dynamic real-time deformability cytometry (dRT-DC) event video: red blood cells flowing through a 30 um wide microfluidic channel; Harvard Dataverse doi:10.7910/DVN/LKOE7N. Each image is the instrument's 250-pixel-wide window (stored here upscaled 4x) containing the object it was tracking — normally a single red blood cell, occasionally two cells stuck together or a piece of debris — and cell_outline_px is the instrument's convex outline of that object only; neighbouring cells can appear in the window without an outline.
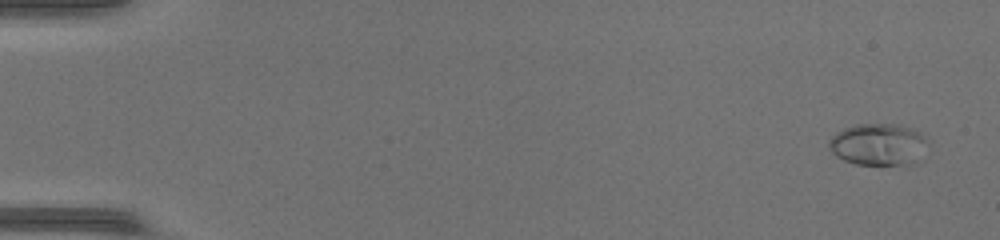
{"species": "common noctule bat (a hibernating species)", "species_latin": "Nyctalus noctula", "temperature_condition": "warm", "stored_images_in_passage": 47, "camera_frame_rate_fps": 3000, "um_per_image_px": 0.085, "animal": {"sex": "female", "body_mass_g": 17.0, "forearm_length_mm": 48.0}, "frame": {"image": 1, "passage_image": 1, "time_ms": 0.0, "image_size_px": [1000, 240], "cell_outline_px": [[924, 140], [900, 164], [856, 164], [844, 160], [836, 156], [828, 148], [828, 144], [832, 136], [836, 132], [844, 128], [856, 124], [892, 124], [908, 128], [916, 132]], "centroid_in_image_um": [74.33, 12.22], "position_along_channel_um": 10.7, "area_um2": 21.91}}
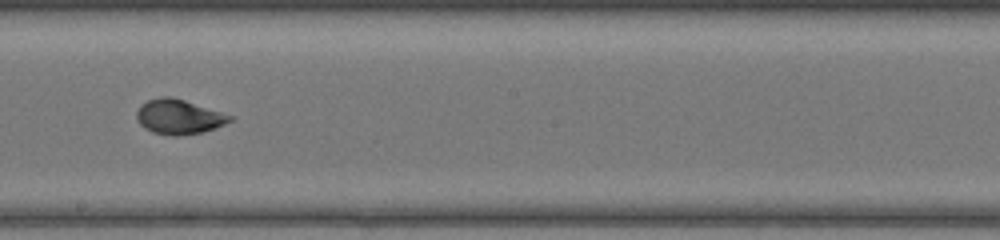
{"frame": {"image": 2, "passage_image": 27, "time_ms": 8.667, "image_size_px": [1000, 240], "cell_outline_px": [[232, 120], [224, 124], [204, 132], [176, 136], [172, 136], [152, 132], [144, 128], [140, 124], [136, 116], [136, 112], [140, 104], [148, 100], [160, 96], [172, 96], [232, 116]], "centroid_in_image_um": [15.15, 9.93], "position_along_channel_um": 233.1, "area_um2": 18.79}}
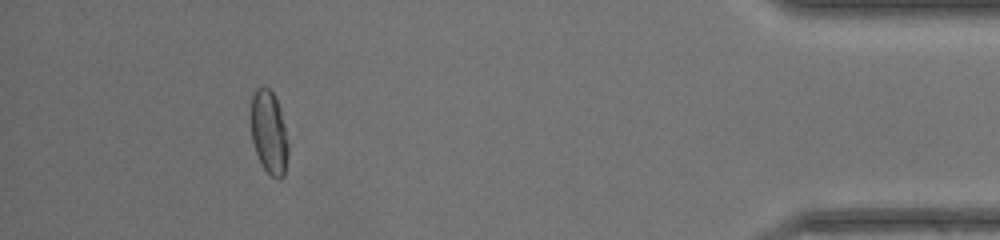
{"frame": {"image": 3, "passage_image": 43, "time_ms": 14.0, "image_size_px": [1000, 240], "cell_outline_px": [[288, 156], [284, 176], [280, 180], [276, 180], [264, 168], [256, 152], [252, 140], [252, 96], [256, 88], [268, 88], [272, 92], [280, 108], [288, 144]], "centroid_in_image_um": [22.89, 11.3], "position_along_channel_um": 412.3, "area_um2": 17.74}, "authors_computed_cell_mechanics": {"area_um2": 18.496, "velocity_mm_per_s": 4.4138, "shape_relaxation_time_tau1_ms": 10.7796, "shape_relaxation_time_tau2_ms": null, "deformation_change_tau1": 0.3188, "deformation_change_tau2": null}}